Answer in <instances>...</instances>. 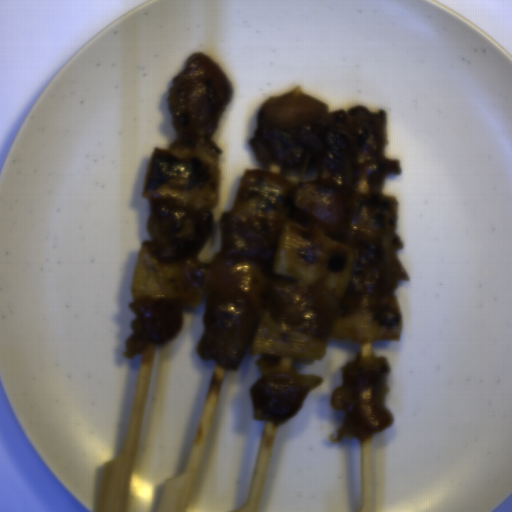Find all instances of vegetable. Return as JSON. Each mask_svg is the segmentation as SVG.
Instances as JSON below:
<instances>
[{"mask_svg":"<svg viewBox=\"0 0 512 512\" xmlns=\"http://www.w3.org/2000/svg\"><path fill=\"white\" fill-rule=\"evenodd\" d=\"M402 314L397 297H353L332 315L330 333L352 341L395 340L401 335Z\"/></svg>","mask_w":512,"mask_h":512,"instance_id":"obj_5","label":"vegetable"},{"mask_svg":"<svg viewBox=\"0 0 512 512\" xmlns=\"http://www.w3.org/2000/svg\"><path fill=\"white\" fill-rule=\"evenodd\" d=\"M398 209L394 197L356 194L349 198L345 227L350 237L379 246L387 269L405 281L407 274L395 254L403 245L396 229Z\"/></svg>","mask_w":512,"mask_h":512,"instance_id":"obj_4","label":"vegetable"},{"mask_svg":"<svg viewBox=\"0 0 512 512\" xmlns=\"http://www.w3.org/2000/svg\"><path fill=\"white\" fill-rule=\"evenodd\" d=\"M132 300H171L195 308L205 297L238 299L250 308L261 306L264 277L258 264L213 256L201 261L193 256L162 263L151 248L141 242L130 286Z\"/></svg>","mask_w":512,"mask_h":512,"instance_id":"obj_1","label":"vegetable"},{"mask_svg":"<svg viewBox=\"0 0 512 512\" xmlns=\"http://www.w3.org/2000/svg\"><path fill=\"white\" fill-rule=\"evenodd\" d=\"M289 183L263 168L248 169L241 177L232 202L234 215L250 221L277 222L288 203Z\"/></svg>","mask_w":512,"mask_h":512,"instance_id":"obj_6","label":"vegetable"},{"mask_svg":"<svg viewBox=\"0 0 512 512\" xmlns=\"http://www.w3.org/2000/svg\"><path fill=\"white\" fill-rule=\"evenodd\" d=\"M222 149L209 137L174 139L155 147L149 158L142 197L167 206L209 211L219 202Z\"/></svg>","mask_w":512,"mask_h":512,"instance_id":"obj_2","label":"vegetable"},{"mask_svg":"<svg viewBox=\"0 0 512 512\" xmlns=\"http://www.w3.org/2000/svg\"><path fill=\"white\" fill-rule=\"evenodd\" d=\"M353 259L350 247L290 220L280 227L271 272L340 298L350 280Z\"/></svg>","mask_w":512,"mask_h":512,"instance_id":"obj_3","label":"vegetable"},{"mask_svg":"<svg viewBox=\"0 0 512 512\" xmlns=\"http://www.w3.org/2000/svg\"><path fill=\"white\" fill-rule=\"evenodd\" d=\"M326 337L313 336L277 325L267 314L259 317L252 334L249 351L251 356H269L298 361L322 359Z\"/></svg>","mask_w":512,"mask_h":512,"instance_id":"obj_7","label":"vegetable"}]
</instances>
